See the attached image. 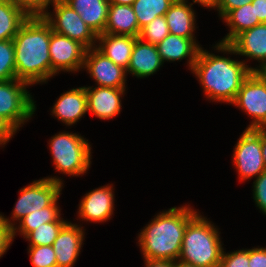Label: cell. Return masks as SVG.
<instances>
[{
	"instance_id": "21",
	"label": "cell",
	"mask_w": 266,
	"mask_h": 267,
	"mask_svg": "<svg viewBox=\"0 0 266 267\" xmlns=\"http://www.w3.org/2000/svg\"><path fill=\"white\" fill-rule=\"evenodd\" d=\"M189 4L186 1L175 0L166 12L165 18L170 34L192 39L196 43L193 34L196 30V13L192 7L193 3Z\"/></svg>"
},
{
	"instance_id": "13",
	"label": "cell",
	"mask_w": 266,
	"mask_h": 267,
	"mask_svg": "<svg viewBox=\"0 0 266 267\" xmlns=\"http://www.w3.org/2000/svg\"><path fill=\"white\" fill-rule=\"evenodd\" d=\"M83 68L88 70L97 86L126 88V69L116 65L96 47L87 49Z\"/></svg>"
},
{
	"instance_id": "42",
	"label": "cell",
	"mask_w": 266,
	"mask_h": 267,
	"mask_svg": "<svg viewBox=\"0 0 266 267\" xmlns=\"http://www.w3.org/2000/svg\"><path fill=\"white\" fill-rule=\"evenodd\" d=\"M182 1L188 2V0H182ZM192 2L193 3H198L203 7L213 8L214 9L217 0H193Z\"/></svg>"
},
{
	"instance_id": "36",
	"label": "cell",
	"mask_w": 266,
	"mask_h": 267,
	"mask_svg": "<svg viewBox=\"0 0 266 267\" xmlns=\"http://www.w3.org/2000/svg\"><path fill=\"white\" fill-rule=\"evenodd\" d=\"M12 241V229L2 221L0 214V257L7 252Z\"/></svg>"
},
{
	"instance_id": "20",
	"label": "cell",
	"mask_w": 266,
	"mask_h": 267,
	"mask_svg": "<svg viewBox=\"0 0 266 267\" xmlns=\"http://www.w3.org/2000/svg\"><path fill=\"white\" fill-rule=\"evenodd\" d=\"M137 37L102 33L97 35L96 48L116 65L128 69Z\"/></svg>"
},
{
	"instance_id": "28",
	"label": "cell",
	"mask_w": 266,
	"mask_h": 267,
	"mask_svg": "<svg viewBox=\"0 0 266 267\" xmlns=\"http://www.w3.org/2000/svg\"><path fill=\"white\" fill-rule=\"evenodd\" d=\"M68 223L59 217L54 222L43 223L40 227H37L31 231L25 239L28 240L29 246H48L53 245L61 229Z\"/></svg>"
},
{
	"instance_id": "33",
	"label": "cell",
	"mask_w": 266,
	"mask_h": 267,
	"mask_svg": "<svg viewBox=\"0 0 266 267\" xmlns=\"http://www.w3.org/2000/svg\"><path fill=\"white\" fill-rule=\"evenodd\" d=\"M219 267H249V249H240L221 256Z\"/></svg>"
},
{
	"instance_id": "2",
	"label": "cell",
	"mask_w": 266,
	"mask_h": 267,
	"mask_svg": "<svg viewBox=\"0 0 266 267\" xmlns=\"http://www.w3.org/2000/svg\"><path fill=\"white\" fill-rule=\"evenodd\" d=\"M198 213L189 205L172 207L157 214L139 233L144 259L178 260L188 222Z\"/></svg>"
},
{
	"instance_id": "32",
	"label": "cell",
	"mask_w": 266,
	"mask_h": 267,
	"mask_svg": "<svg viewBox=\"0 0 266 267\" xmlns=\"http://www.w3.org/2000/svg\"><path fill=\"white\" fill-rule=\"evenodd\" d=\"M28 17H43L55 0H10Z\"/></svg>"
},
{
	"instance_id": "45",
	"label": "cell",
	"mask_w": 266,
	"mask_h": 267,
	"mask_svg": "<svg viewBox=\"0 0 266 267\" xmlns=\"http://www.w3.org/2000/svg\"><path fill=\"white\" fill-rule=\"evenodd\" d=\"M257 72L266 81V63L262 67H260Z\"/></svg>"
},
{
	"instance_id": "17",
	"label": "cell",
	"mask_w": 266,
	"mask_h": 267,
	"mask_svg": "<svg viewBox=\"0 0 266 267\" xmlns=\"http://www.w3.org/2000/svg\"><path fill=\"white\" fill-rule=\"evenodd\" d=\"M53 116L67 126L77 123L88 112L85 86L64 92L53 105Z\"/></svg>"
},
{
	"instance_id": "37",
	"label": "cell",
	"mask_w": 266,
	"mask_h": 267,
	"mask_svg": "<svg viewBox=\"0 0 266 267\" xmlns=\"http://www.w3.org/2000/svg\"><path fill=\"white\" fill-rule=\"evenodd\" d=\"M249 267H266V248L249 249Z\"/></svg>"
},
{
	"instance_id": "9",
	"label": "cell",
	"mask_w": 266,
	"mask_h": 267,
	"mask_svg": "<svg viewBox=\"0 0 266 267\" xmlns=\"http://www.w3.org/2000/svg\"><path fill=\"white\" fill-rule=\"evenodd\" d=\"M231 104L253 118L247 129L266 126V81L257 71H252L244 79Z\"/></svg>"
},
{
	"instance_id": "30",
	"label": "cell",
	"mask_w": 266,
	"mask_h": 267,
	"mask_svg": "<svg viewBox=\"0 0 266 267\" xmlns=\"http://www.w3.org/2000/svg\"><path fill=\"white\" fill-rule=\"evenodd\" d=\"M169 34L165 16H158L140 31L142 41L158 45Z\"/></svg>"
},
{
	"instance_id": "38",
	"label": "cell",
	"mask_w": 266,
	"mask_h": 267,
	"mask_svg": "<svg viewBox=\"0 0 266 267\" xmlns=\"http://www.w3.org/2000/svg\"><path fill=\"white\" fill-rule=\"evenodd\" d=\"M17 130L3 117L0 116V146L4 145L12 139Z\"/></svg>"
},
{
	"instance_id": "19",
	"label": "cell",
	"mask_w": 266,
	"mask_h": 267,
	"mask_svg": "<svg viewBox=\"0 0 266 267\" xmlns=\"http://www.w3.org/2000/svg\"><path fill=\"white\" fill-rule=\"evenodd\" d=\"M157 46L158 53L163 62L188 60L189 70L196 61L201 45L195 43L192 39L179 37L174 34H168Z\"/></svg>"
},
{
	"instance_id": "31",
	"label": "cell",
	"mask_w": 266,
	"mask_h": 267,
	"mask_svg": "<svg viewBox=\"0 0 266 267\" xmlns=\"http://www.w3.org/2000/svg\"><path fill=\"white\" fill-rule=\"evenodd\" d=\"M28 252L33 267H57V261L52 245L29 246Z\"/></svg>"
},
{
	"instance_id": "34",
	"label": "cell",
	"mask_w": 266,
	"mask_h": 267,
	"mask_svg": "<svg viewBox=\"0 0 266 267\" xmlns=\"http://www.w3.org/2000/svg\"><path fill=\"white\" fill-rule=\"evenodd\" d=\"M253 199L256 206L266 215V171L262 172L253 182Z\"/></svg>"
},
{
	"instance_id": "10",
	"label": "cell",
	"mask_w": 266,
	"mask_h": 267,
	"mask_svg": "<svg viewBox=\"0 0 266 267\" xmlns=\"http://www.w3.org/2000/svg\"><path fill=\"white\" fill-rule=\"evenodd\" d=\"M233 164L241 181L257 178L266 171L260 134L255 129H245L238 139L233 153Z\"/></svg>"
},
{
	"instance_id": "8",
	"label": "cell",
	"mask_w": 266,
	"mask_h": 267,
	"mask_svg": "<svg viewBox=\"0 0 266 267\" xmlns=\"http://www.w3.org/2000/svg\"><path fill=\"white\" fill-rule=\"evenodd\" d=\"M52 5L53 15L47 12L43 18L54 32L83 44L87 49L96 47L97 35L71 6L64 0H55Z\"/></svg>"
},
{
	"instance_id": "12",
	"label": "cell",
	"mask_w": 266,
	"mask_h": 267,
	"mask_svg": "<svg viewBox=\"0 0 266 267\" xmlns=\"http://www.w3.org/2000/svg\"><path fill=\"white\" fill-rule=\"evenodd\" d=\"M218 52L246 56L261 63L254 67L257 71L266 63V23H260L238 34L229 44L217 43Z\"/></svg>"
},
{
	"instance_id": "15",
	"label": "cell",
	"mask_w": 266,
	"mask_h": 267,
	"mask_svg": "<svg viewBox=\"0 0 266 267\" xmlns=\"http://www.w3.org/2000/svg\"><path fill=\"white\" fill-rule=\"evenodd\" d=\"M126 88L85 86L88 111L102 120L114 118L121 111V97Z\"/></svg>"
},
{
	"instance_id": "26",
	"label": "cell",
	"mask_w": 266,
	"mask_h": 267,
	"mask_svg": "<svg viewBox=\"0 0 266 267\" xmlns=\"http://www.w3.org/2000/svg\"><path fill=\"white\" fill-rule=\"evenodd\" d=\"M29 17L10 0H0V40H11Z\"/></svg>"
},
{
	"instance_id": "22",
	"label": "cell",
	"mask_w": 266,
	"mask_h": 267,
	"mask_svg": "<svg viewBox=\"0 0 266 267\" xmlns=\"http://www.w3.org/2000/svg\"><path fill=\"white\" fill-rule=\"evenodd\" d=\"M140 31L131 5L110 4L104 33L138 38Z\"/></svg>"
},
{
	"instance_id": "41",
	"label": "cell",
	"mask_w": 266,
	"mask_h": 267,
	"mask_svg": "<svg viewBox=\"0 0 266 267\" xmlns=\"http://www.w3.org/2000/svg\"><path fill=\"white\" fill-rule=\"evenodd\" d=\"M146 267H173V261L144 259Z\"/></svg>"
},
{
	"instance_id": "14",
	"label": "cell",
	"mask_w": 266,
	"mask_h": 267,
	"mask_svg": "<svg viewBox=\"0 0 266 267\" xmlns=\"http://www.w3.org/2000/svg\"><path fill=\"white\" fill-rule=\"evenodd\" d=\"M112 186L107 184L86 193L79 204V219L96 223L111 219L115 201Z\"/></svg>"
},
{
	"instance_id": "16",
	"label": "cell",
	"mask_w": 266,
	"mask_h": 267,
	"mask_svg": "<svg viewBox=\"0 0 266 267\" xmlns=\"http://www.w3.org/2000/svg\"><path fill=\"white\" fill-rule=\"evenodd\" d=\"M84 233L82 226L71 222L61 229L52 245L57 267H73L82 249Z\"/></svg>"
},
{
	"instance_id": "11",
	"label": "cell",
	"mask_w": 266,
	"mask_h": 267,
	"mask_svg": "<svg viewBox=\"0 0 266 267\" xmlns=\"http://www.w3.org/2000/svg\"><path fill=\"white\" fill-rule=\"evenodd\" d=\"M86 52L83 44L52 31L49 42L51 77L60 71L75 73L83 69Z\"/></svg>"
},
{
	"instance_id": "27",
	"label": "cell",
	"mask_w": 266,
	"mask_h": 267,
	"mask_svg": "<svg viewBox=\"0 0 266 267\" xmlns=\"http://www.w3.org/2000/svg\"><path fill=\"white\" fill-rule=\"evenodd\" d=\"M175 0H135L132 4L139 29L148 25L158 16H165Z\"/></svg>"
},
{
	"instance_id": "43",
	"label": "cell",
	"mask_w": 266,
	"mask_h": 267,
	"mask_svg": "<svg viewBox=\"0 0 266 267\" xmlns=\"http://www.w3.org/2000/svg\"><path fill=\"white\" fill-rule=\"evenodd\" d=\"M110 4H121V5H131L135 0H108Z\"/></svg>"
},
{
	"instance_id": "39",
	"label": "cell",
	"mask_w": 266,
	"mask_h": 267,
	"mask_svg": "<svg viewBox=\"0 0 266 267\" xmlns=\"http://www.w3.org/2000/svg\"><path fill=\"white\" fill-rule=\"evenodd\" d=\"M252 5H255V18L260 23H266V0H253Z\"/></svg>"
},
{
	"instance_id": "1",
	"label": "cell",
	"mask_w": 266,
	"mask_h": 267,
	"mask_svg": "<svg viewBox=\"0 0 266 267\" xmlns=\"http://www.w3.org/2000/svg\"><path fill=\"white\" fill-rule=\"evenodd\" d=\"M51 25L43 17H29L13 38L16 79L28 84L47 83L51 78L49 42Z\"/></svg>"
},
{
	"instance_id": "24",
	"label": "cell",
	"mask_w": 266,
	"mask_h": 267,
	"mask_svg": "<svg viewBox=\"0 0 266 267\" xmlns=\"http://www.w3.org/2000/svg\"><path fill=\"white\" fill-rule=\"evenodd\" d=\"M222 20L230 28L229 33L219 41L224 44H229L241 32L260 24L259 19L255 18V5H252V3L231 10Z\"/></svg>"
},
{
	"instance_id": "44",
	"label": "cell",
	"mask_w": 266,
	"mask_h": 267,
	"mask_svg": "<svg viewBox=\"0 0 266 267\" xmlns=\"http://www.w3.org/2000/svg\"><path fill=\"white\" fill-rule=\"evenodd\" d=\"M173 267H196V266L184 263L180 260H176V261H173Z\"/></svg>"
},
{
	"instance_id": "4",
	"label": "cell",
	"mask_w": 266,
	"mask_h": 267,
	"mask_svg": "<svg viewBox=\"0 0 266 267\" xmlns=\"http://www.w3.org/2000/svg\"><path fill=\"white\" fill-rule=\"evenodd\" d=\"M199 214L186 226L178 260L196 267H219L223 252L219 231Z\"/></svg>"
},
{
	"instance_id": "3",
	"label": "cell",
	"mask_w": 266,
	"mask_h": 267,
	"mask_svg": "<svg viewBox=\"0 0 266 267\" xmlns=\"http://www.w3.org/2000/svg\"><path fill=\"white\" fill-rule=\"evenodd\" d=\"M253 71L246 61L215 55L201 47L191 72L198 78L207 99L231 104L244 79Z\"/></svg>"
},
{
	"instance_id": "7",
	"label": "cell",
	"mask_w": 266,
	"mask_h": 267,
	"mask_svg": "<svg viewBox=\"0 0 266 267\" xmlns=\"http://www.w3.org/2000/svg\"><path fill=\"white\" fill-rule=\"evenodd\" d=\"M30 84L13 79L0 81V116L17 131L36 111V104L27 88Z\"/></svg>"
},
{
	"instance_id": "25",
	"label": "cell",
	"mask_w": 266,
	"mask_h": 267,
	"mask_svg": "<svg viewBox=\"0 0 266 267\" xmlns=\"http://www.w3.org/2000/svg\"><path fill=\"white\" fill-rule=\"evenodd\" d=\"M60 197L58 196L49 206L44 207L40 210H35L34 212L28 214L19 221V225L12 228V238L18 232L24 238L34 229L40 227L43 223H49L56 221L61 216V210L57 205V201Z\"/></svg>"
},
{
	"instance_id": "35",
	"label": "cell",
	"mask_w": 266,
	"mask_h": 267,
	"mask_svg": "<svg viewBox=\"0 0 266 267\" xmlns=\"http://www.w3.org/2000/svg\"><path fill=\"white\" fill-rule=\"evenodd\" d=\"M252 1L253 0H217L214 8L217 9L220 18H223L231 10L252 3Z\"/></svg>"
},
{
	"instance_id": "6",
	"label": "cell",
	"mask_w": 266,
	"mask_h": 267,
	"mask_svg": "<svg viewBox=\"0 0 266 267\" xmlns=\"http://www.w3.org/2000/svg\"><path fill=\"white\" fill-rule=\"evenodd\" d=\"M63 181L57 177H47L34 180L28 186L20 189V196L12 211L11 221L1 214L2 221L9 227H15V221H20L35 210L49 206L62 193Z\"/></svg>"
},
{
	"instance_id": "29",
	"label": "cell",
	"mask_w": 266,
	"mask_h": 267,
	"mask_svg": "<svg viewBox=\"0 0 266 267\" xmlns=\"http://www.w3.org/2000/svg\"><path fill=\"white\" fill-rule=\"evenodd\" d=\"M13 39L0 40V81L16 79Z\"/></svg>"
},
{
	"instance_id": "5",
	"label": "cell",
	"mask_w": 266,
	"mask_h": 267,
	"mask_svg": "<svg viewBox=\"0 0 266 267\" xmlns=\"http://www.w3.org/2000/svg\"><path fill=\"white\" fill-rule=\"evenodd\" d=\"M55 170L65 175L79 176L91 166V145L77 133L59 132L49 141Z\"/></svg>"
},
{
	"instance_id": "18",
	"label": "cell",
	"mask_w": 266,
	"mask_h": 267,
	"mask_svg": "<svg viewBox=\"0 0 266 267\" xmlns=\"http://www.w3.org/2000/svg\"><path fill=\"white\" fill-rule=\"evenodd\" d=\"M163 63L156 45L136 38L126 72L137 78H145L155 74Z\"/></svg>"
},
{
	"instance_id": "40",
	"label": "cell",
	"mask_w": 266,
	"mask_h": 267,
	"mask_svg": "<svg viewBox=\"0 0 266 267\" xmlns=\"http://www.w3.org/2000/svg\"><path fill=\"white\" fill-rule=\"evenodd\" d=\"M255 130L260 134L262 155L266 166V126L255 128Z\"/></svg>"
},
{
	"instance_id": "23",
	"label": "cell",
	"mask_w": 266,
	"mask_h": 267,
	"mask_svg": "<svg viewBox=\"0 0 266 267\" xmlns=\"http://www.w3.org/2000/svg\"><path fill=\"white\" fill-rule=\"evenodd\" d=\"M93 30L96 35L104 33L110 3L108 0H64Z\"/></svg>"
}]
</instances>
